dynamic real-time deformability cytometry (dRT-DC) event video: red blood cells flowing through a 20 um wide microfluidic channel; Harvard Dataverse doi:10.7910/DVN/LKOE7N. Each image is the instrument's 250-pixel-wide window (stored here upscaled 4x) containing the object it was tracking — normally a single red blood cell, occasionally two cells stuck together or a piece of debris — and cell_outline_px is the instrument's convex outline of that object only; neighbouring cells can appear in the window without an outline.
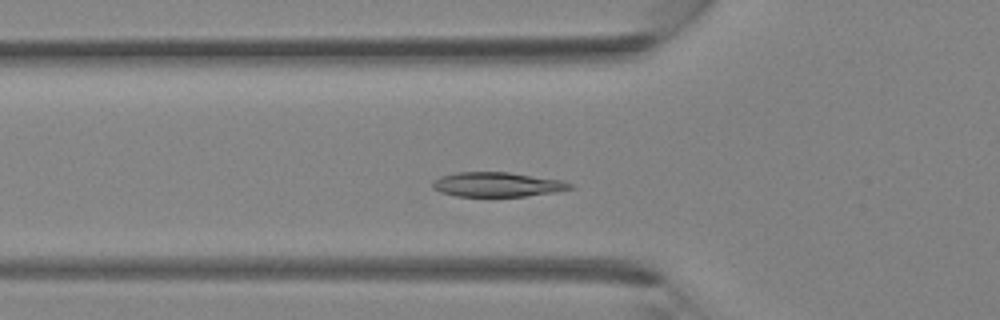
{"species": "Egyptian fruit bat (a non-hibernating species)", "species_latin": "Rousettus aegyptiacus", "temperature_condition": "room temperature", "stored_images_in_passage": 32, "camera_frame_rate_fps": 3000, "um_per_image_px": 0.085, "animal": {"sex": "female"}, "frame": {"image": 1, "passage_image": 9, "time_ms": 2.667, "image_size_px": [1000, 320], "cell_outline_px": [[576, 188], [556, 192], [524, 196], [456, 196], [440, 192], [432, 188], [432, 184], [440, 176], [456, 172], [508, 172], [564, 180], [576, 184]], "centroid_in_image_um": [42.35, 15.68], "position_along_channel_um": 83.5, "area_um2": 19.88}}
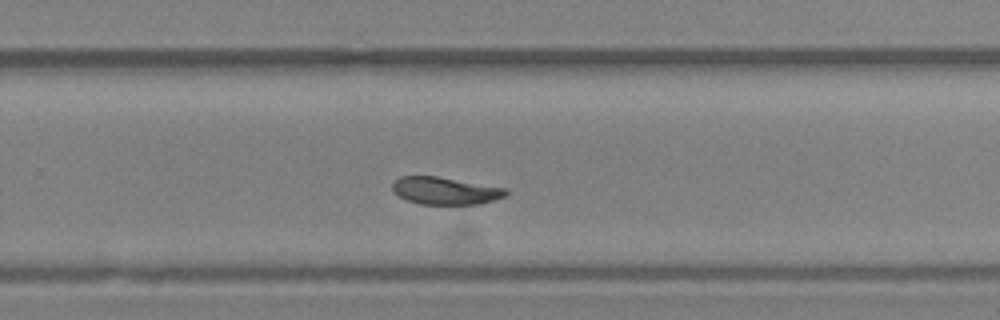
{"frame": {"image": 2, "passage_image": 20, "time_ms": 6.333, "image_size_px": [1000, 320], "cell_outline_px": [[508, 196], [480, 204], [420, 204], [408, 200], [400, 196], [392, 188], [392, 184], [400, 176], [436, 176], [504, 188], [508, 192]], "centroid_in_image_um": [37.86, 16.22], "position_along_channel_um": 291.9, "area_um2": 17.86}}
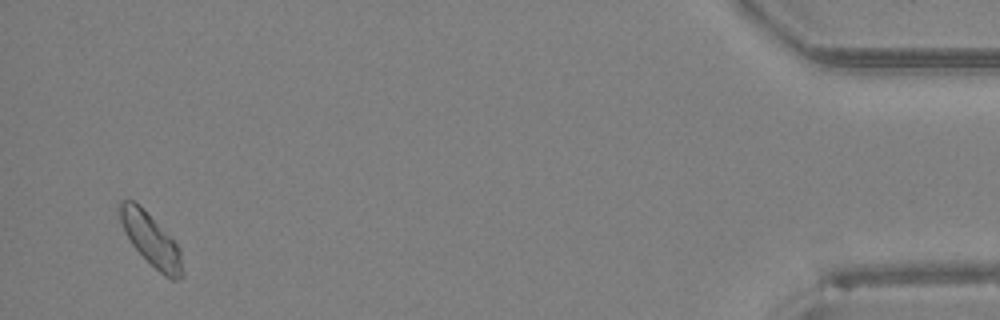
{"frame": {"image": 3, "passage_image": 31, "time_ms": 10.0, "image_size_px": [1000, 320], "cell_outline_px": [[180, 276], [176, 280], [172, 280], [164, 276], [132, 244], [124, 232], [116, 208], [120, 200], [132, 200], [180, 248]], "centroid_in_image_um": [12.74, 20.35], "position_along_channel_um": 422.5, "area_um2": 17.86}}